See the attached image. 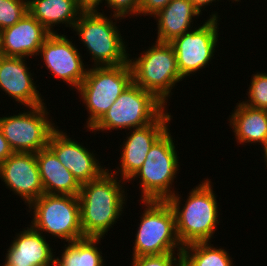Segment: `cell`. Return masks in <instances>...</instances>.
<instances>
[{
  "instance_id": "7c38bea8",
  "label": "cell",
  "mask_w": 267,
  "mask_h": 266,
  "mask_svg": "<svg viewBox=\"0 0 267 266\" xmlns=\"http://www.w3.org/2000/svg\"><path fill=\"white\" fill-rule=\"evenodd\" d=\"M44 60V66L58 79L78 89L83 82L88 67L83 63L82 55L75 44L64 34L50 33L40 47L38 56Z\"/></svg>"
},
{
  "instance_id": "e575fe53",
  "label": "cell",
  "mask_w": 267,
  "mask_h": 266,
  "mask_svg": "<svg viewBox=\"0 0 267 266\" xmlns=\"http://www.w3.org/2000/svg\"><path fill=\"white\" fill-rule=\"evenodd\" d=\"M234 1H235V2H239V1H241V0H232L233 3H234Z\"/></svg>"
},
{
  "instance_id": "4dcf8cb0",
  "label": "cell",
  "mask_w": 267,
  "mask_h": 266,
  "mask_svg": "<svg viewBox=\"0 0 267 266\" xmlns=\"http://www.w3.org/2000/svg\"><path fill=\"white\" fill-rule=\"evenodd\" d=\"M104 0H76L78 6L83 11H100L98 6L103 3Z\"/></svg>"
},
{
  "instance_id": "ffe728a7",
  "label": "cell",
  "mask_w": 267,
  "mask_h": 266,
  "mask_svg": "<svg viewBox=\"0 0 267 266\" xmlns=\"http://www.w3.org/2000/svg\"><path fill=\"white\" fill-rule=\"evenodd\" d=\"M200 14L190 0H171L166 7L153 16L156 18L158 31L156 41L170 43L189 32L193 27V18Z\"/></svg>"
},
{
  "instance_id": "9c48e42d",
  "label": "cell",
  "mask_w": 267,
  "mask_h": 266,
  "mask_svg": "<svg viewBox=\"0 0 267 266\" xmlns=\"http://www.w3.org/2000/svg\"><path fill=\"white\" fill-rule=\"evenodd\" d=\"M28 208L31 213L34 210L30 224L40 233L51 234L67 243L85 238L78 196L44 193Z\"/></svg>"
},
{
  "instance_id": "ba28073f",
  "label": "cell",
  "mask_w": 267,
  "mask_h": 266,
  "mask_svg": "<svg viewBox=\"0 0 267 266\" xmlns=\"http://www.w3.org/2000/svg\"><path fill=\"white\" fill-rule=\"evenodd\" d=\"M166 107L153 93L132 82L90 130L97 133L140 128L155 121Z\"/></svg>"
},
{
  "instance_id": "cb8c5ba5",
  "label": "cell",
  "mask_w": 267,
  "mask_h": 266,
  "mask_svg": "<svg viewBox=\"0 0 267 266\" xmlns=\"http://www.w3.org/2000/svg\"><path fill=\"white\" fill-rule=\"evenodd\" d=\"M212 245V246H211ZM182 266H234L228 251L211 242H197L182 249Z\"/></svg>"
},
{
  "instance_id": "5bb4252c",
  "label": "cell",
  "mask_w": 267,
  "mask_h": 266,
  "mask_svg": "<svg viewBox=\"0 0 267 266\" xmlns=\"http://www.w3.org/2000/svg\"><path fill=\"white\" fill-rule=\"evenodd\" d=\"M0 179L26 206L44 194L36 153L14 152L0 164Z\"/></svg>"
},
{
  "instance_id": "8fae6325",
  "label": "cell",
  "mask_w": 267,
  "mask_h": 266,
  "mask_svg": "<svg viewBox=\"0 0 267 266\" xmlns=\"http://www.w3.org/2000/svg\"><path fill=\"white\" fill-rule=\"evenodd\" d=\"M209 17L202 26L194 27L170 42L183 78L204 69L207 64L209 66L216 52V46L219 44L218 12L211 13Z\"/></svg>"
},
{
  "instance_id": "4316f807",
  "label": "cell",
  "mask_w": 267,
  "mask_h": 266,
  "mask_svg": "<svg viewBox=\"0 0 267 266\" xmlns=\"http://www.w3.org/2000/svg\"><path fill=\"white\" fill-rule=\"evenodd\" d=\"M132 260L131 266H182V252L139 256Z\"/></svg>"
},
{
  "instance_id": "484cf974",
  "label": "cell",
  "mask_w": 267,
  "mask_h": 266,
  "mask_svg": "<svg viewBox=\"0 0 267 266\" xmlns=\"http://www.w3.org/2000/svg\"><path fill=\"white\" fill-rule=\"evenodd\" d=\"M247 94L248 100L242 101L244 104L267 110V74L257 72L252 75Z\"/></svg>"
},
{
  "instance_id": "f546056e",
  "label": "cell",
  "mask_w": 267,
  "mask_h": 266,
  "mask_svg": "<svg viewBox=\"0 0 267 266\" xmlns=\"http://www.w3.org/2000/svg\"><path fill=\"white\" fill-rule=\"evenodd\" d=\"M13 150L7 142L0 128V164L13 154Z\"/></svg>"
},
{
  "instance_id": "d4e9b609",
  "label": "cell",
  "mask_w": 267,
  "mask_h": 266,
  "mask_svg": "<svg viewBox=\"0 0 267 266\" xmlns=\"http://www.w3.org/2000/svg\"><path fill=\"white\" fill-rule=\"evenodd\" d=\"M28 12V0H0V31L16 24Z\"/></svg>"
},
{
  "instance_id": "277c9868",
  "label": "cell",
  "mask_w": 267,
  "mask_h": 266,
  "mask_svg": "<svg viewBox=\"0 0 267 266\" xmlns=\"http://www.w3.org/2000/svg\"><path fill=\"white\" fill-rule=\"evenodd\" d=\"M168 128L152 145L141 168L128 181L138 180L141 201H166L175 194L174 179L180 167L175 141ZM174 141V142H173Z\"/></svg>"
},
{
  "instance_id": "ac0fdd59",
  "label": "cell",
  "mask_w": 267,
  "mask_h": 266,
  "mask_svg": "<svg viewBox=\"0 0 267 266\" xmlns=\"http://www.w3.org/2000/svg\"><path fill=\"white\" fill-rule=\"evenodd\" d=\"M29 226L15 235L5 253V261L17 266H54L55 255L46 235Z\"/></svg>"
},
{
  "instance_id": "7402d4cb",
  "label": "cell",
  "mask_w": 267,
  "mask_h": 266,
  "mask_svg": "<svg viewBox=\"0 0 267 266\" xmlns=\"http://www.w3.org/2000/svg\"><path fill=\"white\" fill-rule=\"evenodd\" d=\"M28 12L50 33H56L54 26L61 23L74 28L83 10L76 0H28Z\"/></svg>"
},
{
  "instance_id": "603a6c76",
  "label": "cell",
  "mask_w": 267,
  "mask_h": 266,
  "mask_svg": "<svg viewBox=\"0 0 267 266\" xmlns=\"http://www.w3.org/2000/svg\"><path fill=\"white\" fill-rule=\"evenodd\" d=\"M101 238L85 237L65 244L54 266H104L102 252L97 245ZM67 246V247H66Z\"/></svg>"
},
{
  "instance_id": "9a60e30c",
  "label": "cell",
  "mask_w": 267,
  "mask_h": 266,
  "mask_svg": "<svg viewBox=\"0 0 267 266\" xmlns=\"http://www.w3.org/2000/svg\"><path fill=\"white\" fill-rule=\"evenodd\" d=\"M57 128L51 133L48 147L55 153L58 160L74 175L80 184L98 179L107 168H103L96 159L94 152L72 140L70 135Z\"/></svg>"
},
{
  "instance_id": "1f68e13d",
  "label": "cell",
  "mask_w": 267,
  "mask_h": 266,
  "mask_svg": "<svg viewBox=\"0 0 267 266\" xmlns=\"http://www.w3.org/2000/svg\"><path fill=\"white\" fill-rule=\"evenodd\" d=\"M192 2V4L198 9V11L201 13L202 15V8L204 6V8L208 5H211L212 2H216V0H190ZM219 1V0H217Z\"/></svg>"
},
{
  "instance_id": "7a4b0ae2",
  "label": "cell",
  "mask_w": 267,
  "mask_h": 266,
  "mask_svg": "<svg viewBox=\"0 0 267 266\" xmlns=\"http://www.w3.org/2000/svg\"><path fill=\"white\" fill-rule=\"evenodd\" d=\"M189 192L181 207V195L175 193L166 201L175 216L176 231L182 246L210 242L220 223V209L212 182L207 178Z\"/></svg>"
},
{
  "instance_id": "f1b7e54d",
  "label": "cell",
  "mask_w": 267,
  "mask_h": 266,
  "mask_svg": "<svg viewBox=\"0 0 267 266\" xmlns=\"http://www.w3.org/2000/svg\"><path fill=\"white\" fill-rule=\"evenodd\" d=\"M171 0H140L139 16H154L161 11ZM142 14V15H140Z\"/></svg>"
},
{
  "instance_id": "e0dca14e",
  "label": "cell",
  "mask_w": 267,
  "mask_h": 266,
  "mask_svg": "<svg viewBox=\"0 0 267 266\" xmlns=\"http://www.w3.org/2000/svg\"><path fill=\"white\" fill-rule=\"evenodd\" d=\"M26 60L0 55V88L26 108L46 104L37 90Z\"/></svg>"
},
{
  "instance_id": "30bf717a",
  "label": "cell",
  "mask_w": 267,
  "mask_h": 266,
  "mask_svg": "<svg viewBox=\"0 0 267 266\" xmlns=\"http://www.w3.org/2000/svg\"><path fill=\"white\" fill-rule=\"evenodd\" d=\"M45 104L27 107L18 115L0 117V128L13 152L37 153L48 146L51 133L57 128L50 121Z\"/></svg>"
},
{
  "instance_id": "5b68a950",
  "label": "cell",
  "mask_w": 267,
  "mask_h": 266,
  "mask_svg": "<svg viewBox=\"0 0 267 266\" xmlns=\"http://www.w3.org/2000/svg\"><path fill=\"white\" fill-rule=\"evenodd\" d=\"M133 82L153 93L166 106L174 86L183 81L171 43L155 41L140 56L130 59Z\"/></svg>"
},
{
  "instance_id": "83f0119b",
  "label": "cell",
  "mask_w": 267,
  "mask_h": 266,
  "mask_svg": "<svg viewBox=\"0 0 267 266\" xmlns=\"http://www.w3.org/2000/svg\"><path fill=\"white\" fill-rule=\"evenodd\" d=\"M106 7L113 11L114 16L127 18L139 15L140 0H105Z\"/></svg>"
},
{
  "instance_id": "6da1fadb",
  "label": "cell",
  "mask_w": 267,
  "mask_h": 266,
  "mask_svg": "<svg viewBox=\"0 0 267 266\" xmlns=\"http://www.w3.org/2000/svg\"><path fill=\"white\" fill-rule=\"evenodd\" d=\"M123 183L107 170L98 179L81 184L78 198L84 237L102 238L117 223L128 199Z\"/></svg>"
},
{
  "instance_id": "2e32d148",
  "label": "cell",
  "mask_w": 267,
  "mask_h": 266,
  "mask_svg": "<svg viewBox=\"0 0 267 266\" xmlns=\"http://www.w3.org/2000/svg\"><path fill=\"white\" fill-rule=\"evenodd\" d=\"M50 32L29 12L16 24L0 31V52L3 56L27 58L38 55Z\"/></svg>"
},
{
  "instance_id": "52a82bcc",
  "label": "cell",
  "mask_w": 267,
  "mask_h": 266,
  "mask_svg": "<svg viewBox=\"0 0 267 266\" xmlns=\"http://www.w3.org/2000/svg\"><path fill=\"white\" fill-rule=\"evenodd\" d=\"M145 207L135 236L132 258L182 252L175 216L167 201H141Z\"/></svg>"
},
{
  "instance_id": "d6a6232c",
  "label": "cell",
  "mask_w": 267,
  "mask_h": 266,
  "mask_svg": "<svg viewBox=\"0 0 267 266\" xmlns=\"http://www.w3.org/2000/svg\"><path fill=\"white\" fill-rule=\"evenodd\" d=\"M263 149V158H264V162L266 163L265 165L267 166V146L262 148Z\"/></svg>"
},
{
  "instance_id": "836d02e7",
  "label": "cell",
  "mask_w": 267,
  "mask_h": 266,
  "mask_svg": "<svg viewBox=\"0 0 267 266\" xmlns=\"http://www.w3.org/2000/svg\"><path fill=\"white\" fill-rule=\"evenodd\" d=\"M2 266H17V265H12V264H9L7 263L6 261L4 262V264Z\"/></svg>"
},
{
  "instance_id": "8992f818",
  "label": "cell",
  "mask_w": 267,
  "mask_h": 266,
  "mask_svg": "<svg viewBox=\"0 0 267 266\" xmlns=\"http://www.w3.org/2000/svg\"><path fill=\"white\" fill-rule=\"evenodd\" d=\"M133 82L129 61L117 66L88 68L76 92L89 113L86 128L89 130L103 117L120 94Z\"/></svg>"
},
{
  "instance_id": "d6986e66",
  "label": "cell",
  "mask_w": 267,
  "mask_h": 266,
  "mask_svg": "<svg viewBox=\"0 0 267 266\" xmlns=\"http://www.w3.org/2000/svg\"><path fill=\"white\" fill-rule=\"evenodd\" d=\"M36 160L44 193L78 196L81 184L48 146L36 153Z\"/></svg>"
},
{
  "instance_id": "3957f363",
  "label": "cell",
  "mask_w": 267,
  "mask_h": 266,
  "mask_svg": "<svg viewBox=\"0 0 267 266\" xmlns=\"http://www.w3.org/2000/svg\"><path fill=\"white\" fill-rule=\"evenodd\" d=\"M111 17L115 21L123 19L114 15L108 18L103 12L83 11L74 25L73 30L92 56L94 67L117 66L129 60L128 45H125L117 21L113 22Z\"/></svg>"
},
{
  "instance_id": "4fadbf2b",
  "label": "cell",
  "mask_w": 267,
  "mask_h": 266,
  "mask_svg": "<svg viewBox=\"0 0 267 266\" xmlns=\"http://www.w3.org/2000/svg\"><path fill=\"white\" fill-rule=\"evenodd\" d=\"M172 117L166 109L152 123L130 130L121 145L123 147L120 153V168L118 166V171H109L116 176L120 174L121 180L128 182L143 165L154 142L168 129Z\"/></svg>"
},
{
  "instance_id": "44dd1931",
  "label": "cell",
  "mask_w": 267,
  "mask_h": 266,
  "mask_svg": "<svg viewBox=\"0 0 267 266\" xmlns=\"http://www.w3.org/2000/svg\"><path fill=\"white\" fill-rule=\"evenodd\" d=\"M236 104V109L230 113L229 125L233 128L237 143H259L262 148L266 147L267 110L250 107L241 101Z\"/></svg>"
}]
</instances>
